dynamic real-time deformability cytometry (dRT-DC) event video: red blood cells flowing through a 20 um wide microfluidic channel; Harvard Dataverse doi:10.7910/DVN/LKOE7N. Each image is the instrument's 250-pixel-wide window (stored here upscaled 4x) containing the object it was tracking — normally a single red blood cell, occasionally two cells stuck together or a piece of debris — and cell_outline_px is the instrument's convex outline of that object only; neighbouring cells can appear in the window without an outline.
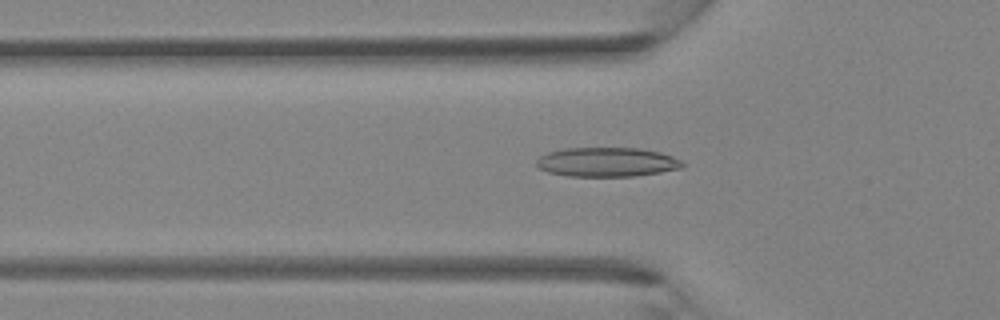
{"species": "Egyptian fruit bat (a non-hibernating species)", "species_latin": "Rousettus aegyptiacus", "temperature_condition": "room temperature", "stored_images_in_passage": 35, "camera_frame_rate_fps": 3000, "um_per_image_px": 0.085, "animal": {"sex": "female"}, "frame": {"image": 1, "passage_image": 8, "time_ms": 2.333, "image_size_px": [1000, 320], "cell_outline_px": [[684, 164], [680, 168], [660, 172], [636, 176], [568, 176], [548, 172], [540, 168], [536, 164], [536, 160], [540, 156], [548, 152], [564, 148], [640, 148], [660, 152], [672, 156], [680, 160]], "centroid_in_image_um": [51.57, 13.77], "position_along_channel_um": 74.2, "area_um2": 24.85}}
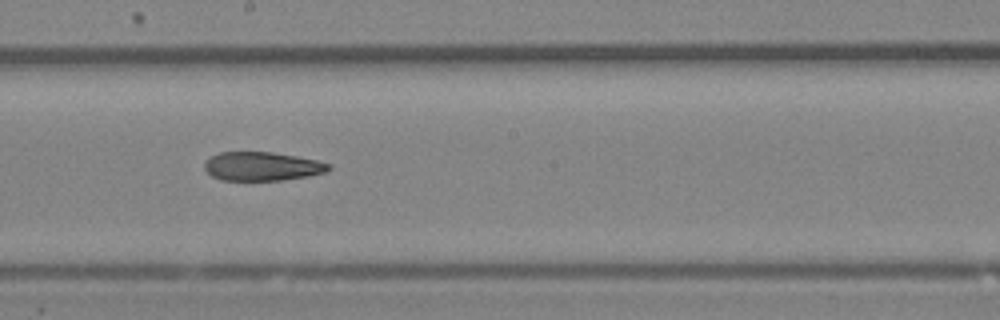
{"frame": {"image": 2, "passage_image": 17, "time_ms": 5.333, "image_size_px": [1000, 320], "cell_outline_px": [[332, 168], [328, 172], [308, 176], [280, 180], [220, 180], [212, 176], [204, 168], [204, 164], [212, 156], [220, 152], [272, 152], [296, 156], [316, 160], [332, 164]], "centroid_in_image_um": [22.32, 14.14], "position_along_channel_um": 225.9, "area_um2": 20.81}}
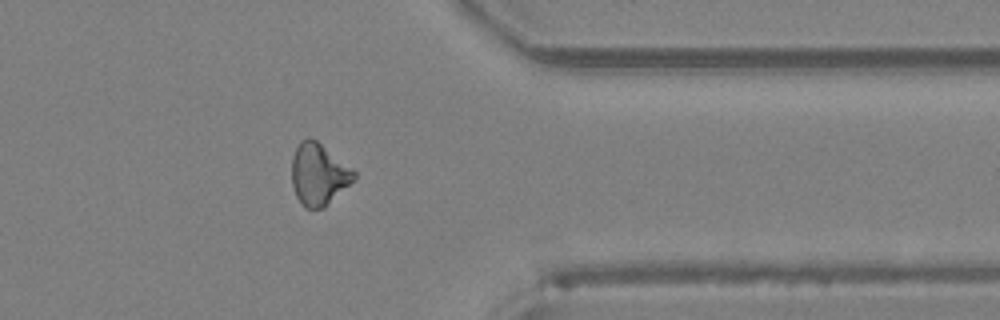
{"frame": {"image": 3, "passage_image": 27, "time_ms": 8.667, "image_size_px": [1000, 320], "cell_outline_px": [[356, 176], [324, 208], [304, 208], [300, 204], [296, 196], [292, 184], [292, 156], [300, 140], [308, 136], [316, 140], [352, 168], [356, 172]], "centroid_in_image_um": [27.04, 14.8], "position_along_channel_um": 384.4, "area_um2": 22.2}}